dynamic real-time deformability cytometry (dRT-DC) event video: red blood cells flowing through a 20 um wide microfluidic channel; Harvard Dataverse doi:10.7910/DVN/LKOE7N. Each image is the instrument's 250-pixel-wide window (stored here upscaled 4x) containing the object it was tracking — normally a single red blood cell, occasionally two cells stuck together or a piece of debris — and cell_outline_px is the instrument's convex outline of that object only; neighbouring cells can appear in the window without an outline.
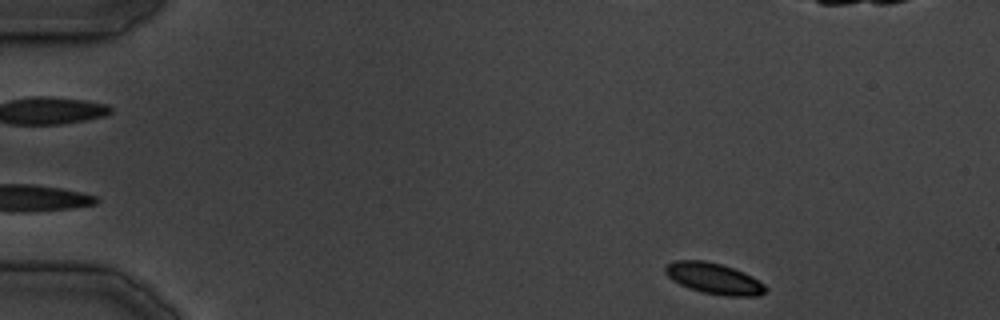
{"species": "common noctule bat (a hibernating species)", "species_latin": "Nyctalus noctula", "temperature_condition": "cold", "stored_images_in_passage": 38, "camera_frame_rate_fps": 3000, "um_per_image_px": 0.085, "animal": {"sex": "male", "body_mass_g": 19.5, "forearm_length_mm": 54.6}, "frame": {"image": 1, "passage_image": 1, "time_ms": 0.0, "image_size_px": [1000, 320], "cell_outline_px": [[768, 288], [760, 296], [724, 296], [704, 292], [688, 288], [672, 280], [664, 272], [664, 264], [672, 260], [704, 260], [720, 264], [744, 272], [752, 276], [764, 284]], "centroid_in_image_um": [60.65, 23.66], "position_along_channel_um": 24.3, "area_um2": 18.26}}